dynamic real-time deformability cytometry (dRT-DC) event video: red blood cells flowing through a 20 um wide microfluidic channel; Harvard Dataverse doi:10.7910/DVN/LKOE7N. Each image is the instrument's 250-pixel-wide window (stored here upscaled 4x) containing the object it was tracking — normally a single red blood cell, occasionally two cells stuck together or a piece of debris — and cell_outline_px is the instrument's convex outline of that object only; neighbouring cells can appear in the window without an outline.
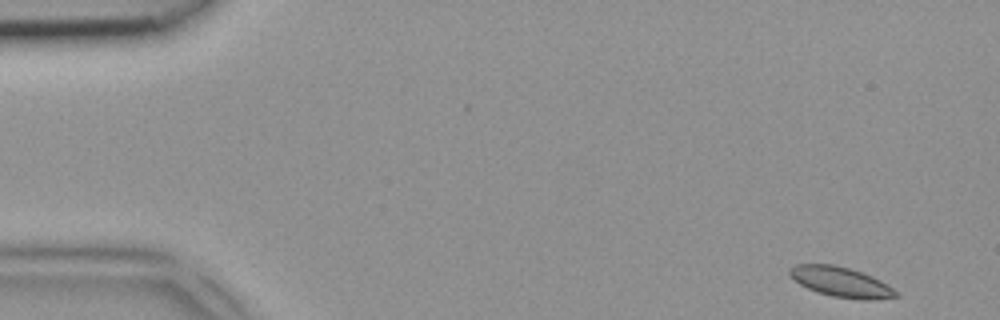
{"species": "common noctule bat (a hibernating species)", "species_latin": "Nyctalus noctula", "temperature_condition": "room temperature", "stored_images_in_passage": 45, "camera_frame_rate_fps": 3000, "um_per_image_px": 0.085, "animal": {"sex": "female", "body_mass_g": 18.4}, "frame": {"image": 1, "passage_image": 1, "time_ms": 0.0, "image_size_px": [1000, 320], "cell_outline_px": [[900, 296], [872, 300], [860, 300], [832, 296], [816, 292], [792, 280], [788, 276], [788, 268], [796, 264], [832, 264], [848, 268], [872, 276], [888, 284]], "centroid_in_image_um": [71.43, 23.97], "position_along_channel_um": 13.6, "area_um2": 18.73}}
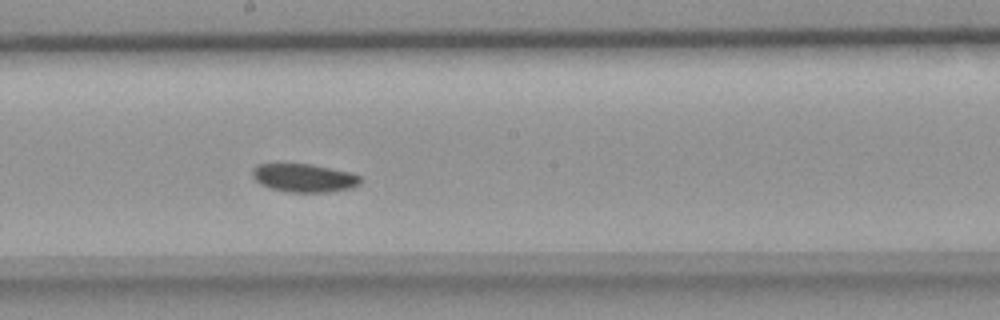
{"frame": {"image": 2, "passage_image": 24, "time_ms": 7.667, "image_size_px": [1000, 320], "cell_outline_px": [[360, 184], [352, 188], [332, 192], [288, 192], [268, 188], [260, 184], [252, 176], [252, 168], [256, 164], [312, 164], [348, 172], [360, 176]], "centroid_in_image_um": [25.82, 15.13], "position_along_channel_um": 222.4, "area_um2": 17.92}}
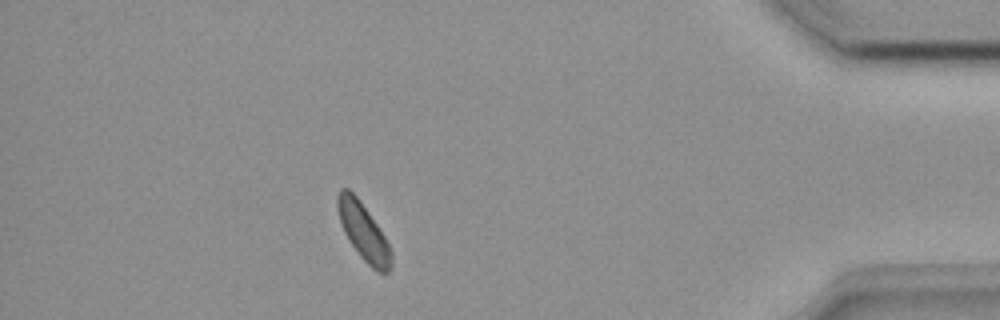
{"frame": {"image": 3, "passage_image": 40, "time_ms": 13.0, "image_size_px": [1000, 320], "cell_outline_px": [[392, 268], [388, 272], [376, 272], [360, 256], [348, 240], [344, 232], [336, 208], [336, 196], [340, 188], [348, 188], [360, 200], [384, 236], [392, 252]], "centroid_in_image_um": [30.87, 19.7], "position_along_channel_um": 404.3, "area_um2": 17.8}}